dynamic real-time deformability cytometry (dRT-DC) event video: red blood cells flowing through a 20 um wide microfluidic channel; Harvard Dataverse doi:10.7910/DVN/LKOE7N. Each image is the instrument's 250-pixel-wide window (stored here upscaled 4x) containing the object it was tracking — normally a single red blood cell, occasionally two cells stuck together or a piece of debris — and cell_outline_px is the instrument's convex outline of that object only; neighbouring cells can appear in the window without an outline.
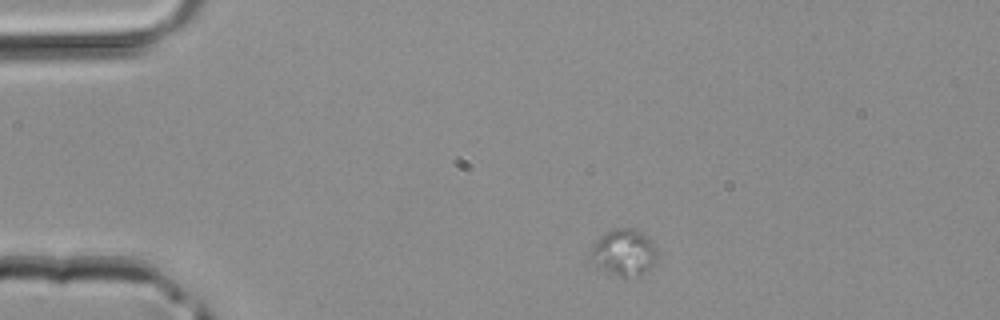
{"species": "common noctule bat (a hibernating species)", "species_latin": "Nyctalus noctula", "temperature_condition": "room temperature", "stored_images_in_passage": 38, "camera_frame_rate_fps": 3000, "um_per_image_px": 0.085, "animal": {"sex": "male", "body_mass_g": 20.4}, "frame": {"image": 1, "passage_image": 3, "time_ms": 0.667, "image_size_px": [1000, 320], "cell_outline_px": [[656, 260], [640, 276], [616, 276], [596, 264], [592, 252], [592, 248], [600, 236], [604, 232], [616, 228], [632, 228], [644, 232], [652, 240], [656, 252]], "centroid_in_image_um": [53.09, 21.42], "position_along_channel_um": 31.9, "area_um2": 17.57}}